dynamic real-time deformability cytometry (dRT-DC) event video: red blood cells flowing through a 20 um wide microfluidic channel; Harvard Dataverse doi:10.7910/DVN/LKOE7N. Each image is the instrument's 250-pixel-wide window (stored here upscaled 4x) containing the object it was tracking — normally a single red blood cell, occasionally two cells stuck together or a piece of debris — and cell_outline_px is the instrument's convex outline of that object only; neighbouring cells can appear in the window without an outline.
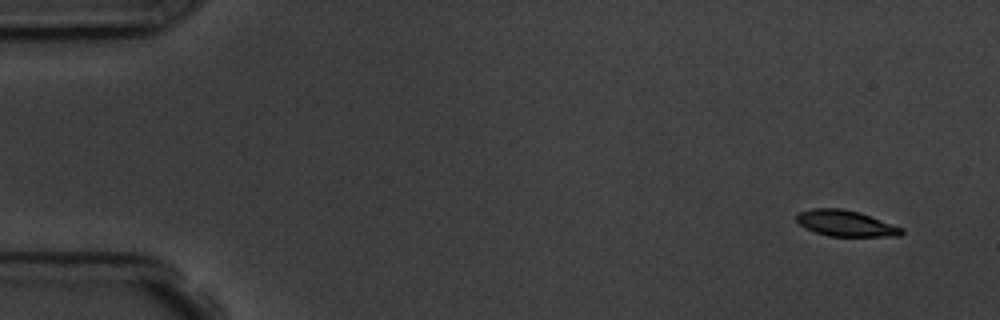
{"species": "common noctule bat (a hibernating species)", "species_latin": "Nyctalus noctula", "temperature_condition": "room temperature", "stored_images_in_passage": 10, "camera_frame_rate_fps": 3000, "um_per_image_px": 0.085, "animal": {"sex": "male", "body_mass_g": 19.5, "forearm_length_mm": 54.6}, "frame": {"image": 1, "passage_image": 1, "time_ms": 0.0, "image_size_px": [1000, 320], "cell_outline_px": [[904, 232], [900, 236], [828, 236], [804, 228], [796, 220], [796, 216], [800, 212], [812, 208], [840, 208], [860, 212], [904, 228]], "centroid_in_image_um": [71.9, 18.98], "position_along_channel_um": 13.1, "area_um2": 15.95}}
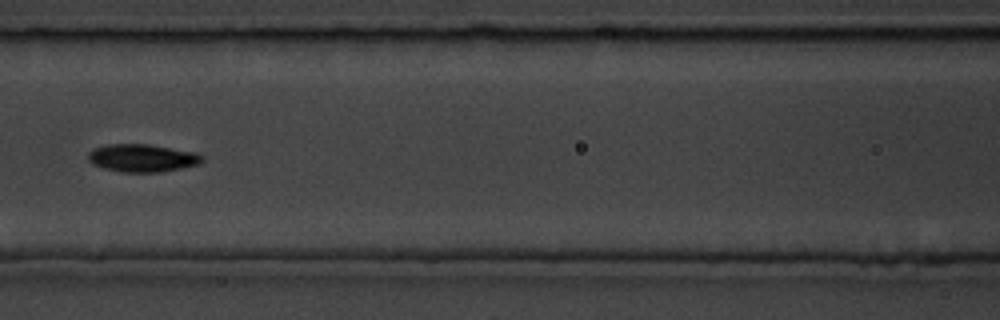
{"frame": {"image": 2, "passage_image": 7, "time_ms": 7.0, "image_size_px": [1000, 320], "cell_outline_px": [[204, 160], [200, 164], [160, 172], [120, 172], [104, 168], [92, 164], [88, 160], [88, 152], [92, 148], [108, 144], [148, 144], [196, 152], [204, 156]], "centroid_in_image_um": [12.09, 13.42], "position_along_channel_um": 154.5, "area_um2": 18.61}}
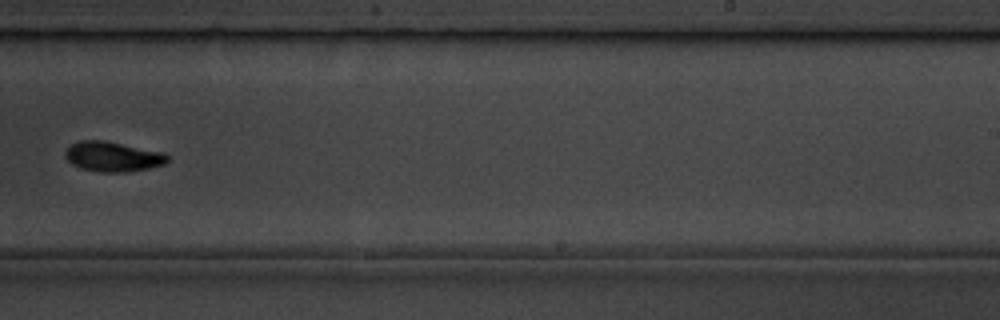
{"frame": {"image": 3, "passage_image": 10, "time_ms": 10.333, "image_size_px": [1000, 320], "cell_outline_px": [[168, 160], [164, 164], [148, 168], [128, 172], [100, 172], [80, 168], [72, 164], [64, 156], [64, 152], [72, 144], [80, 140], [104, 140], [164, 152], [168, 156]], "centroid_in_image_um": [9.58, 13.31], "position_along_channel_um": 279.4, "area_um2": 17.86}}